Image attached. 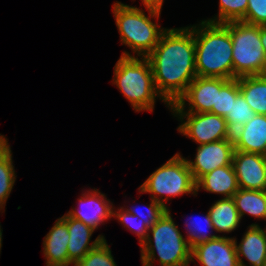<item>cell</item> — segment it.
Wrapping results in <instances>:
<instances>
[{"label": "cell", "mask_w": 266, "mask_h": 266, "mask_svg": "<svg viewBox=\"0 0 266 266\" xmlns=\"http://www.w3.org/2000/svg\"><path fill=\"white\" fill-rule=\"evenodd\" d=\"M146 58L152 68L155 88L170 107L197 77L194 25L166 29Z\"/></svg>", "instance_id": "cell-1"}, {"label": "cell", "mask_w": 266, "mask_h": 266, "mask_svg": "<svg viewBox=\"0 0 266 266\" xmlns=\"http://www.w3.org/2000/svg\"><path fill=\"white\" fill-rule=\"evenodd\" d=\"M194 40L197 76L233 79V43L228 28L202 20L194 25Z\"/></svg>", "instance_id": "cell-2"}, {"label": "cell", "mask_w": 266, "mask_h": 266, "mask_svg": "<svg viewBox=\"0 0 266 266\" xmlns=\"http://www.w3.org/2000/svg\"><path fill=\"white\" fill-rule=\"evenodd\" d=\"M112 82L136 112H152L157 97L167 104L155 88L152 68L146 57L139 59L124 51L114 67Z\"/></svg>", "instance_id": "cell-3"}, {"label": "cell", "mask_w": 266, "mask_h": 266, "mask_svg": "<svg viewBox=\"0 0 266 266\" xmlns=\"http://www.w3.org/2000/svg\"><path fill=\"white\" fill-rule=\"evenodd\" d=\"M148 232L153 239L149 233L140 246L143 266H153L156 252L161 266H189L192 248L174 223L170 209L165 211Z\"/></svg>", "instance_id": "cell-4"}, {"label": "cell", "mask_w": 266, "mask_h": 266, "mask_svg": "<svg viewBox=\"0 0 266 266\" xmlns=\"http://www.w3.org/2000/svg\"><path fill=\"white\" fill-rule=\"evenodd\" d=\"M147 10L149 16H146L143 10L121 2H116L113 5L120 41L131 48L138 57H147L166 30L151 21L153 18H159L161 12L153 9Z\"/></svg>", "instance_id": "cell-5"}, {"label": "cell", "mask_w": 266, "mask_h": 266, "mask_svg": "<svg viewBox=\"0 0 266 266\" xmlns=\"http://www.w3.org/2000/svg\"><path fill=\"white\" fill-rule=\"evenodd\" d=\"M233 43V78L266 74V54L260 39V26L241 21L223 23Z\"/></svg>", "instance_id": "cell-6"}, {"label": "cell", "mask_w": 266, "mask_h": 266, "mask_svg": "<svg viewBox=\"0 0 266 266\" xmlns=\"http://www.w3.org/2000/svg\"><path fill=\"white\" fill-rule=\"evenodd\" d=\"M139 193H150L151 198L168 210V198L183 194H197L196 182L187 161L176 153L165 164L156 169L138 188ZM166 196V198L163 196ZM159 196V197H158Z\"/></svg>", "instance_id": "cell-7"}, {"label": "cell", "mask_w": 266, "mask_h": 266, "mask_svg": "<svg viewBox=\"0 0 266 266\" xmlns=\"http://www.w3.org/2000/svg\"><path fill=\"white\" fill-rule=\"evenodd\" d=\"M181 120L177 130L197 144H207L223 139H233L222 116L213 113H173ZM186 118V121L184 119ZM184 121V122H183Z\"/></svg>", "instance_id": "cell-8"}, {"label": "cell", "mask_w": 266, "mask_h": 266, "mask_svg": "<svg viewBox=\"0 0 266 266\" xmlns=\"http://www.w3.org/2000/svg\"><path fill=\"white\" fill-rule=\"evenodd\" d=\"M229 79L197 76L187 87L185 93L171 105L173 113H212L216 107L217 91ZM188 102L189 109L185 111Z\"/></svg>", "instance_id": "cell-9"}, {"label": "cell", "mask_w": 266, "mask_h": 266, "mask_svg": "<svg viewBox=\"0 0 266 266\" xmlns=\"http://www.w3.org/2000/svg\"><path fill=\"white\" fill-rule=\"evenodd\" d=\"M234 150L233 139L199 145L194 161L186 159L195 182L216 168L231 165Z\"/></svg>", "instance_id": "cell-10"}, {"label": "cell", "mask_w": 266, "mask_h": 266, "mask_svg": "<svg viewBox=\"0 0 266 266\" xmlns=\"http://www.w3.org/2000/svg\"><path fill=\"white\" fill-rule=\"evenodd\" d=\"M232 165L238 186L247 190H266V156L234 150Z\"/></svg>", "instance_id": "cell-11"}, {"label": "cell", "mask_w": 266, "mask_h": 266, "mask_svg": "<svg viewBox=\"0 0 266 266\" xmlns=\"http://www.w3.org/2000/svg\"><path fill=\"white\" fill-rule=\"evenodd\" d=\"M201 266H239L234 237L217 236L192 247L191 261Z\"/></svg>", "instance_id": "cell-12"}, {"label": "cell", "mask_w": 266, "mask_h": 266, "mask_svg": "<svg viewBox=\"0 0 266 266\" xmlns=\"http://www.w3.org/2000/svg\"><path fill=\"white\" fill-rule=\"evenodd\" d=\"M81 196L78 198V210L73 208L67 213L70 217L82 221L94 230L112 218L113 204L98 189L88 190Z\"/></svg>", "instance_id": "cell-13"}, {"label": "cell", "mask_w": 266, "mask_h": 266, "mask_svg": "<svg viewBox=\"0 0 266 266\" xmlns=\"http://www.w3.org/2000/svg\"><path fill=\"white\" fill-rule=\"evenodd\" d=\"M61 219L67 224L69 233L68 258L74 265L105 239L103 235H99L90 244L91 236L95 231L92 227L70 217L67 213Z\"/></svg>", "instance_id": "cell-14"}, {"label": "cell", "mask_w": 266, "mask_h": 266, "mask_svg": "<svg viewBox=\"0 0 266 266\" xmlns=\"http://www.w3.org/2000/svg\"><path fill=\"white\" fill-rule=\"evenodd\" d=\"M234 149L266 155V115L256 114L232 133Z\"/></svg>", "instance_id": "cell-15"}, {"label": "cell", "mask_w": 266, "mask_h": 266, "mask_svg": "<svg viewBox=\"0 0 266 266\" xmlns=\"http://www.w3.org/2000/svg\"><path fill=\"white\" fill-rule=\"evenodd\" d=\"M239 266H247L241 256L249 261V266H266V229L258 224H251L241 242L234 238Z\"/></svg>", "instance_id": "cell-16"}, {"label": "cell", "mask_w": 266, "mask_h": 266, "mask_svg": "<svg viewBox=\"0 0 266 266\" xmlns=\"http://www.w3.org/2000/svg\"><path fill=\"white\" fill-rule=\"evenodd\" d=\"M69 233L67 224L58 218L43 240V253L46 266L74 265L68 258Z\"/></svg>", "instance_id": "cell-17"}, {"label": "cell", "mask_w": 266, "mask_h": 266, "mask_svg": "<svg viewBox=\"0 0 266 266\" xmlns=\"http://www.w3.org/2000/svg\"><path fill=\"white\" fill-rule=\"evenodd\" d=\"M200 188L210 193L221 194L224 198H232L239 190L233 165L216 168L206 175H203L196 182V192H198Z\"/></svg>", "instance_id": "cell-18"}, {"label": "cell", "mask_w": 266, "mask_h": 266, "mask_svg": "<svg viewBox=\"0 0 266 266\" xmlns=\"http://www.w3.org/2000/svg\"><path fill=\"white\" fill-rule=\"evenodd\" d=\"M239 90L251 109L266 115V74L238 78Z\"/></svg>", "instance_id": "cell-19"}, {"label": "cell", "mask_w": 266, "mask_h": 266, "mask_svg": "<svg viewBox=\"0 0 266 266\" xmlns=\"http://www.w3.org/2000/svg\"><path fill=\"white\" fill-rule=\"evenodd\" d=\"M208 211L214 226V231L217 233H230L241 222L233 198L217 200Z\"/></svg>", "instance_id": "cell-20"}, {"label": "cell", "mask_w": 266, "mask_h": 266, "mask_svg": "<svg viewBox=\"0 0 266 266\" xmlns=\"http://www.w3.org/2000/svg\"><path fill=\"white\" fill-rule=\"evenodd\" d=\"M232 198L241 219L247 213L255 218L266 220V190L239 188Z\"/></svg>", "instance_id": "cell-21"}, {"label": "cell", "mask_w": 266, "mask_h": 266, "mask_svg": "<svg viewBox=\"0 0 266 266\" xmlns=\"http://www.w3.org/2000/svg\"><path fill=\"white\" fill-rule=\"evenodd\" d=\"M7 140L0 145V211L4 210L16 180L12 152Z\"/></svg>", "instance_id": "cell-22"}, {"label": "cell", "mask_w": 266, "mask_h": 266, "mask_svg": "<svg viewBox=\"0 0 266 266\" xmlns=\"http://www.w3.org/2000/svg\"><path fill=\"white\" fill-rule=\"evenodd\" d=\"M255 115L256 113L251 109L243 95L240 93L236 97V100L233 101L231 112L226 114L224 119L226 120L228 129L233 133L239 127H242L250 121Z\"/></svg>", "instance_id": "cell-23"}, {"label": "cell", "mask_w": 266, "mask_h": 266, "mask_svg": "<svg viewBox=\"0 0 266 266\" xmlns=\"http://www.w3.org/2000/svg\"><path fill=\"white\" fill-rule=\"evenodd\" d=\"M248 0H219V13L205 20L213 23L240 21L246 14Z\"/></svg>", "instance_id": "cell-24"}, {"label": "cell", "mask_w": 266, "mask_h": 266, "mask_svg": "<svg viewBox=\"0 0 266 266\" xmlns=\"http://www.w3.org/2000/svg\"><path fill=\"white\" fill-rule=\"evenodd\" d=\"M240 94L238 78L229 79L219 91H217L216 107H212V113L225 117L231 112L233 101Z\"/></svg>", "instance_id": "cell-25"}, {"label": "cell", "mask_w": 266, "mask_h": 266, "mask_svg": "<svg viewBox=\"0 0 266 266\" xmlns=\"http://www.w3.org/2000/svg\"><path fill=\"white\" fill-rule=\"evenodd\" d=\"M190 219V218H189ZM190 222V223H189ZM186 221V227H187V241L189 242V245L191 248L195 245L205 243L208 241H211L212 239L216 238L220 235L215 234H208L209 229H214V226L212 224V220L209 215V211L206 214V216H203V218H198V220L190 219V221ZM205 222V226H202L201 224Z\"/></svg>", "instance_id": "cell-26"}, {"label": "cell", "mask_w": 266, "mask_h": 266, "mask_svg": "<svg viewBox=\"0 0 266 266\" xmlns=\"http://www.w3.org/2000/svg\"><path fill=\"white\" fill-rule=\"evenodd\" d=\"M74 266H117L110 247L104 239L96 248L79 260Z\"/></svg>", "instance_id": "cell-27"}, {"label": "cell", "mask_w": 266, "mask_h": 266, "mask_svg": "<svg viewBox=\"0 0 266 266\" xmlns=\"http://www.w3.org/2000/svg\"><path fill=\"white\" fill-rule=\"evenodd\" d=\"M112 217H116L118 221L124 225L130 231L134 232L139 237V244H141L147 239L149 235V228L145 225V222L141 220L137 215H133L128 212L124 207L118 208V211L114 210Z\"/></svg>", "instance_id": "cell-28"}, {"label": "cell", "mask_w": 266, "mask_h": 266, "mask_svg": "<svg viewBox=\"0 0 266 266\" xmlns=\"http://www.w3.org/2000/svg\"><path fill=\"white\" fill-rule=\"evenodd\" d=\"M241 22L266 26V0H248V7Z\"/></svg>", "instance_id": "cell-29"}, {"label": "cell", "mask_w": 266, "mask_h": 266, "mask_svg": "<svg viewBox=\"0 0 266 266\" xmlns=\"http://www.w3.org/2000/svg\"><path fill=\"white\" fill-rule=\"evenodd\" d=\"M150 205H147V212L146 214L141 212L139 208L133 206L132 208H125L128 212L132 213L133 215H137L141 218L142 221L145 222V225L150 229L158 220L159 218L165 213L167 210L158 202L154 201L152 198ZM136 207V209H135ZM138 209V210H137Z\"/></svg>", "instance_id": "cell-30"}, {"label": "cell", "mask_w": 266, "mask_h": 266, "mask_svg": "<svg viewBox=\"0 0 266 266\" xmlns=\"http://www.w3.org/2000/svg\"><path fill=\"white\" fill-rule=\"evenodd\" d=\"M163 1L164 0H142V3L145 5L146 9H153L161 12Z\"/></svg>", "instance_id": "cell-31"}, {"label": "cell", "mask_w": 266, "mask_h": 266, "mask_svg": "<svg viewBox=\"0 0 266 266\" xmlns=\"http://www.w3.org/2000/svg\"><path fill=\"white\" fill-rule=\"evenodd\" d=\"M260 39L266 54V26H260Z\"/></svg>", "instance_id": "cell-32"}, {"label": "cell", "mask_w": 266, "mask_h": 266, "mask_svg": "<svg viewBox=\"0 0 266 266\" xmlns=\"http://www.w3.org/2000/svg\"><path fill=\"white\" fill-rule=\"evenodd\" d=\"M2 231L1 226H0V252H1V247H2Z\"/></svg>", "instance_id": "cell-33"}, {"label": "cell", "mask_w": 266, "mask_h": 266, "mask_svg": "<svg viewBox=\"0 0 266 266\" xmlns=\"http://www.w3.org/2000/svg\"><path fill=\"white\" fill-rule=\"evenodd\" d=\"M7 138H5L4 135L0 134V145L6 140Z\"/></svg>", "instance_id": "cell-34"}]
</instances>
